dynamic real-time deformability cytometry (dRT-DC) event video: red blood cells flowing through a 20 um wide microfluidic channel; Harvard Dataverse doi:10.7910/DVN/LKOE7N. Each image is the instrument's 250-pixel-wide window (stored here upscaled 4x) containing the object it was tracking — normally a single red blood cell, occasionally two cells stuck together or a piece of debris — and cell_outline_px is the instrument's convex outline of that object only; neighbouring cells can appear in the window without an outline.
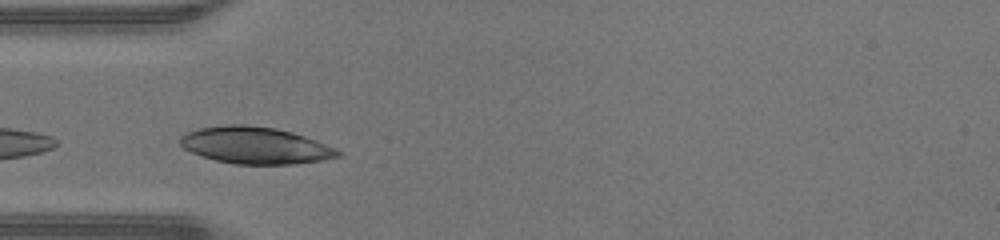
{"species": "human", "species_latin": "Homo sapiens", "temperature_condition": "warm", "stored_images_in_passage": 25, "camera_frame_rate_fps": 3000, "um_per_image_px": 0.085, "donor": {"sex": "male"}, "frame": {"image": 1, "passage_image": 1, "time_ms": 0.0, "image_size_px": [1000, 240], "cell_outline_px": [[340, 156], [324, 160], [292, 164], [236, 164], [216, 160], [192, 152], [184, 148], [180, 144], [180, 136], [188, 132], [200, 128], [228, 124], [244, 124], [276, 128], [292, 132], [316, 140], [340, 152]], "centroid_in_image_um": [21.69, 12.35], "position_along_channel_um": 63.3, "area_um2": 33.52}}
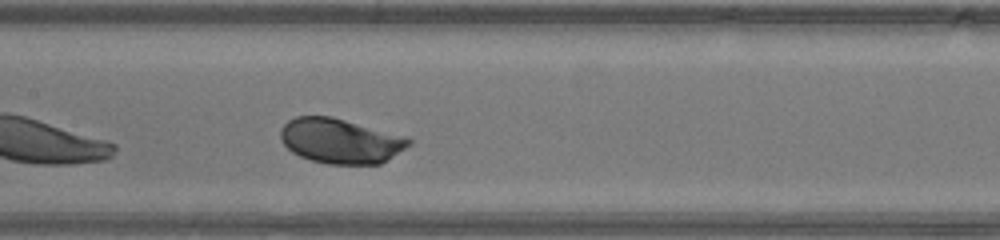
{"frame": {"image": 2, "passage_image": 9, "time_ms": 2.667, "image_size_px": [1000, 240], "cell_outline_px": [[412, 144], [380, 164], [328, 164], [312, 160], [300, 156], [292, 152], [280, 140], [280, 128], [288, 120], [296, 116], [332, 116], [408, 136], [412, 140]], "centroid_in_image_um": [28.95, 11.96], "position_along_channel_um": 178.4, "area_um2": 33.87}}
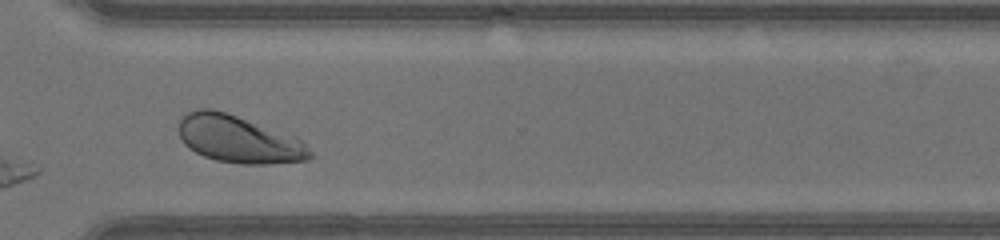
{"frame": {"image": 3, "passage_image": 21, "time_ms": 6.667, "image_size_px": [1000, 240], "cell_outline_px": [[312, 156], [308, 160], [268, 164], [244, 164], [216, 160], [204, 156], [188, 148], [184, 144], [180, 136], [180, 120], [188, 112], [200, 108], [212, 108], [296, 136], [304, 140], [312, 152]], "centroid_in_image_um": [20.33, 11.85], "position_along_channel_um": 350.3, "area_um2": 36.07}, "authors_computed_cell_mechanics": {"area_um2": 33.7552, "velocity_mm_per_s": 4.3043, "shape_relaxation_time_tau1_ms": 1.3701, "shape_relaxation_time_tau2_ms": null, "deformation_change_tau1": 0.1244, "deformation_change_tau2": null}}